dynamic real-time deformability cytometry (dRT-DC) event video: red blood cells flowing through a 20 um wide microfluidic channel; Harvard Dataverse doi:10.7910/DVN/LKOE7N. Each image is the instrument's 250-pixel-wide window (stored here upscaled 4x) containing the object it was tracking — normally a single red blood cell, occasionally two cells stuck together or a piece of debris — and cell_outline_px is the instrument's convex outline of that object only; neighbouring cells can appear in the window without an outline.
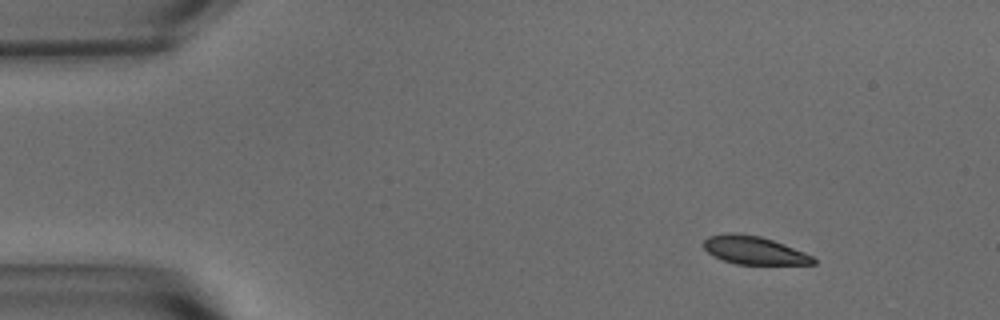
{"species": "common noctule bat (a hibernating species)", "species_latin": "Nyctalus noctula", "temperature_condition": "warm", "stored_images_in_passage": 50, "camera_frame_rate_fps": 3000, "um_per_image_px": 0.085, "animal": {"sex": "male", "body_mass_g": 15.6}, "frame": {"image": 1, "passage_image": 1, "time_ms": 0.0, "image_size_px": [1000, 320], "cell_outline_px": [[816, 264], [736, 264], [712, 256], [704, 248], [704, 240], [708, 236], [728, 232], [740, 232], [760, 236], [784, 244], [804, 252], [812, 256], [816, 260]], "centroid_in_image_um": [64.07, 21.26], "position_along_channel_um": 20.9, "area_um2": 18.03}}
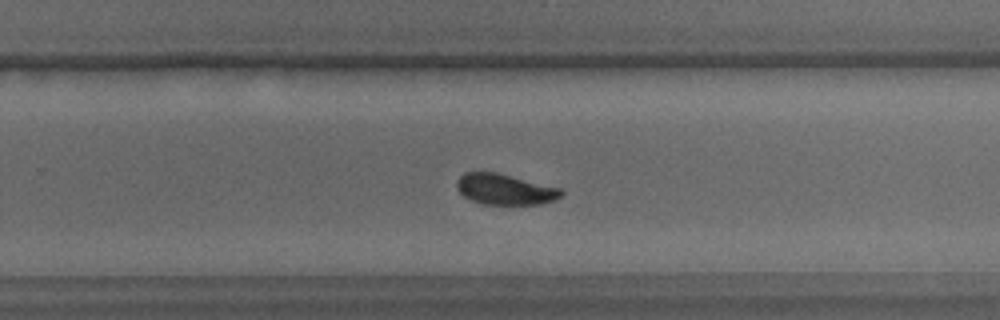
{"frame": {"image": 2, "passage_image": 30, "time_ms": 9.667, "image_size_px": [1000, 320], "cell_outline_px": [[564, 192], [556, 200], [540, 204], [484, 204], [472, 200], [464, 196], [456, 188], [456, 180], [464, 172], [496, 172], [560, 188]], "centroid_in_image_um": [42.9, 16.09], "position_along_channel_um": 286.9, "area_um2": 18.61}}
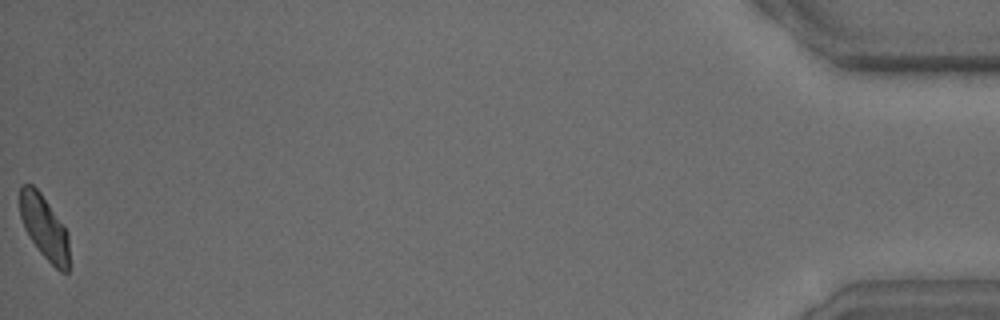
{"frame": {"image": 3, "passage_image": 50, "time_ms": 16.333, "image_size_px": [1000, 320], "cell_outline_px": [[68, 272], [60, 272], [40, 252], [28, 236], [24, 228], [20, 216], [20, 184], [32, 184], [40, 192], [68, 232]], "centroid_in_image_um": [3.74, 19.31], "position_along_channel_um": 431.5, "area_um2": 18.15}, "authors_computed_cell_mechanics": {"area_um2": 19.5075, "velocity_mm_per_s": 3.6398, "shape_relaxation_time_tau1_ms": 2.745, "shape_relaxation_time_tau2_ms": null, "deformation_change_tau1": 0.1307, "deformation_change_tau2": null}}